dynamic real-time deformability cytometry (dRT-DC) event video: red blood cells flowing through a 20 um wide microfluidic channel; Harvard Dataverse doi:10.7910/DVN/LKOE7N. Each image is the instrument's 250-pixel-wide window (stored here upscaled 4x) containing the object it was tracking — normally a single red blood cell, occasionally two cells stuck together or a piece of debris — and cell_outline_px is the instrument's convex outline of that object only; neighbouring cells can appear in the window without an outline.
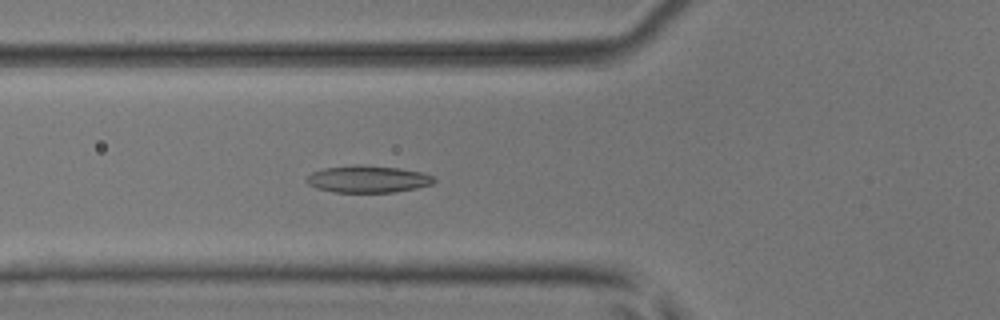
{"species": "common noctule bat (a hibernating species)", "species_latin": "Nyctalus noctula", "temperature_condition": "room temperature", "stored_images_in_passage": 51, "camera_frame_rate_fps": 3000, "um_per_image_px": 0.085, "animal": {"sex": "male", "body_mass_g": 17.9, "forearm_length_mm": 54.2}, "frame": {"image": 1, "passage_image": 18, "time_ms": 5.667, "image_size_px": [1000, 320], "cell_outline_px": [[436, 180], [432, 184], [416, 188], [396, 192], [336, 192], [316, 188], [308, 184], [304, 180], [312, 172], [324, 168], [356, 164], [364, 164], [400, 168], [420, 172], [432, 176]], "centroid_in_image_um": [31.25, 15.21], "position_along_channel_um": 94.6, "area_um2": 20.17}}
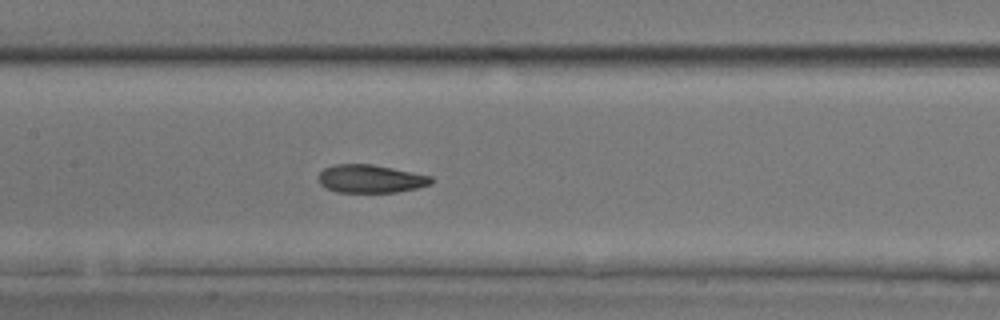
{"frame": {"image": 2, "passage_image": 24, "time_ms": 7.667, "image_size_px": [1000, 320], "cell_outline_px": [[432, 184], [416, 188], [396, 192], [336, 192], [320, 184], [316, 176], [324, 168], [336, 164], [372, 164], [432, 176]], "centroid_in_image_um": [31.47, 15.19], "position_along_channel_um": 175.9, "area_um2": 18.44}}
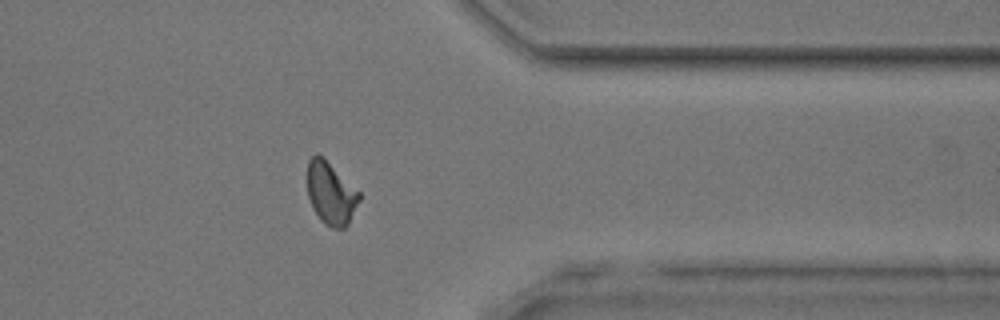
{"frame": {"image": 3, "passage_image": 40, "time_ms": 13.0, "image_size_px": [1000, 320], "cell_outline_px": [[360, 200], [348, 224], [344, 228], [332, 228], [324, 224], [320, 220], [312, 208], [308, 196], [308, 160], [316, 152], [360, 192]], "centroid_in_image_um": [28.11, 16.47], "position_along_channel_um": 383.3, "area_um2": 18.67}, "authors_computed_cell_mechanics": {"area_um2": 19.2474, "velocity_mm_per_s": 4.0706, "shape_relaxation_time_tau1_ms": 7.0924, "shape_relaxation_time_tau2_ms": 1.1969, "deformation_change_tau1": 0.1924, "deformation_change_tau2": 0.0678}}